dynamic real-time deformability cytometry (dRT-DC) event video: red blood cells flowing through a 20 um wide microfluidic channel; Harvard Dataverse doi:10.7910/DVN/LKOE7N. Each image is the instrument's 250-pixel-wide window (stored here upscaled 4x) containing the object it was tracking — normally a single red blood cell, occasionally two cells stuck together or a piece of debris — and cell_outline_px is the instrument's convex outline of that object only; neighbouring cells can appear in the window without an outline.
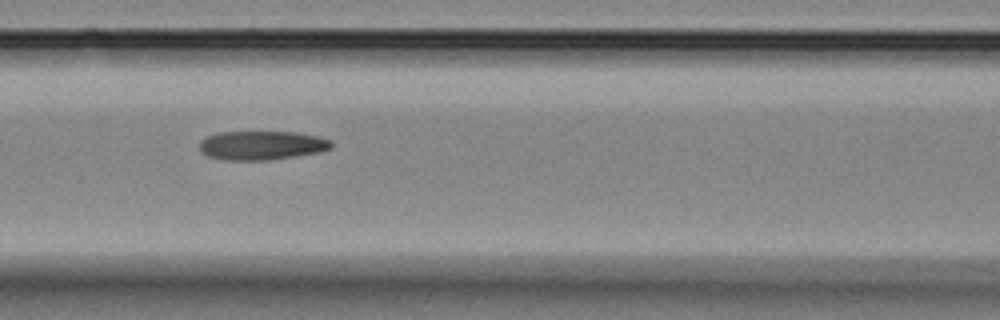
{"species": "Egyptian fruit bat (a non-hibernating species)", "species_latin": "Rousettus aegyptiacus", "temperature_condition": "room temperature", "stored_images_in_passage": 10, "camera_frame_rate_fps": 3000, "um_per_image_px": 0.085, "animal": {"sex": "female"}, "frame": {"image": 1, "passage_image": 7, "time_ms": 8.667, "image_size_px": [1000, 320], "cell_outline_px": [[332, 148], [320, 152], [268, 160], [224, 160], [208, 156], [200, 152], [200, 140], [208, 136], [220, 132], [296, 132], [320, 136], [332, 140]], "centroid_in_image_um": [22.27, 12.35], "position_along_channel_um": 144.3, "area_um2": 22.37}}
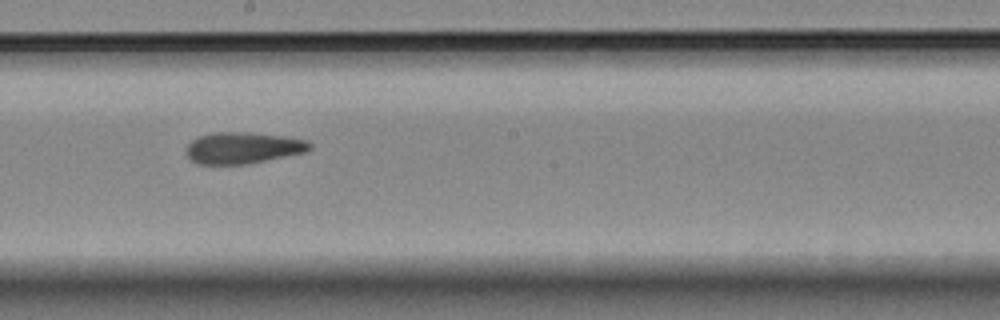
{"frame": {"image": 2, "passage_image": 9, "time_ms": 11.0, "image_size_px": [1000, 320], "cell_outline_px": [[312, 148], [304, 152], [248, 164], [196, 164], [184, 152], [188, 144], [192, 140], [200, 136], [212, 132], [252, 132], [284, 136], [308, 140], [312, 144]], "centroid_in_image_um": [20.64, 12.56], "position_along_channel_um": 227.6, "area_um2": 22.77}}
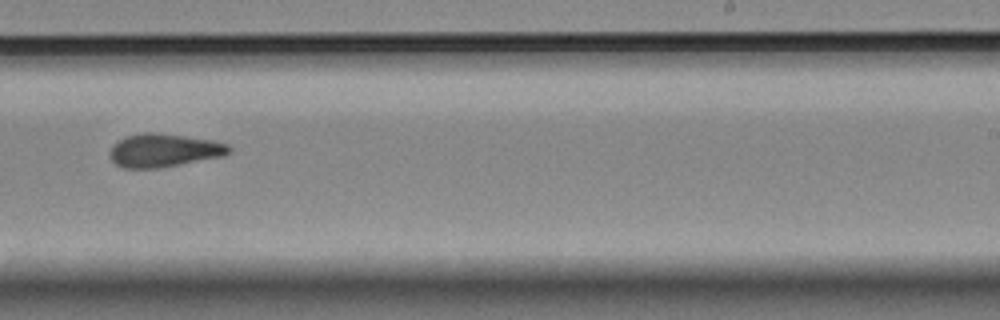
{"frame": {"image": 3, "passage_image": 10, "time_ms": 12.333, "image_size_px": [1000, 320], "cell_outline_px": [[232, 152], [224, 156], [160, 168], [124, 168], [116, 164], [112, 160], [112, 144], [116, 140], [124, 136], [144, 132], [156, 132], [212, 140], [228, 144], [232, 148]], "centroid_in_image_um": [13.96, 12.77], "position_along_channel_um": 275.0, "area_um2": 23.24}}